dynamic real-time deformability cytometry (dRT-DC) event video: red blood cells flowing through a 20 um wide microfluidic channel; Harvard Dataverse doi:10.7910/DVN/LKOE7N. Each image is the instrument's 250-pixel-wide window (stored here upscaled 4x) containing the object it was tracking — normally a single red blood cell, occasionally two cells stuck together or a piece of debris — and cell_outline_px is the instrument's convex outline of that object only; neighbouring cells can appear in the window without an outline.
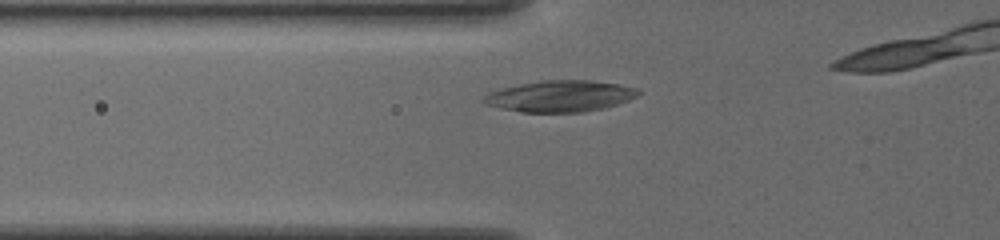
{"species": "common noctule bat (a hibernating species)", "species_latin": "Nyctalus noctula", "temperature_condition": "cold", "stored_images_in_passage": 15, "camera_frame_rate_fps": 3000, "um_per_image_px": 0.085, "animal": {"sex": "female", "body_mass_g": 19.5, "forearm_length_mm": 54.1}, "frame": {"image": 1, "passage_image": 9, "time_ms": 2.667, "image_size_px": [1000, 240], "cell_outline_px": [[640, 92], [636, 96], [628, 100], [604, 108], [580, 112], [520, 112], [488, 104], [480, 100], [484, 96], [500, 88], [540, 80], [592, 80], [616, 84], [636, 88]], "centroid_in_image_um": [47.6, 8.16], "position_along_channel_um": 78.2, "area_um2": 27.86}}
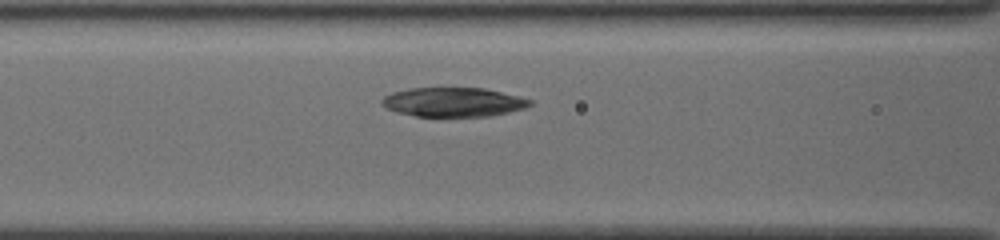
{"frame": {"image": 2, "passage_image": 13, "time_ms": 4.0, "image_size_px": [1000, 240], "cell_outline_px": [[532, 104], [524, 108], [508, 112], [488, 116], [416, 116], [400, 112], [388, 108], [380, 100], [384, 96], [392, 92], [408, 88], [436, 84], [440, 84], [484, 88], [532, 100]], "centroid_in_image_um": [38.49, 8.61], "position_along_channel_um": 128.1, "area_um2": 25.95}}